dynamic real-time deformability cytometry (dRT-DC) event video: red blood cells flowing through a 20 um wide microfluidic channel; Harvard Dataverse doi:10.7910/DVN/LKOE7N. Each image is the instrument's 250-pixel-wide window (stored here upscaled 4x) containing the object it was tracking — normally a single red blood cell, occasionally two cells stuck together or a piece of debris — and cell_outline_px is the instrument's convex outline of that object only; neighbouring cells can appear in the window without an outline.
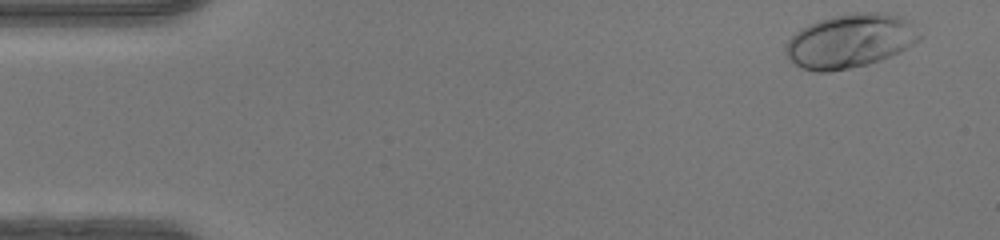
{"species": "human", "species_latin": "Homo sapiens", "temperature_condition": "warm", "stored_images_in_passage": 46, "camera_frame_rate_fps": 3000, "um_per_image_px": 0.085, "donor": {"sex": "female"}, "frame": {"image": 1, "passage_image": 1, "time_ms": 0.0, "image_size_px": [1000, 240], "cell_outline_px": [[920, 40], [900, 52], [880, 60], [868, 64], [828, 72], [816, 72], [800, 68], [784, 52], [784, 44], [800, 28], [808, 24], [832, 16], [852, 12], [884, 12], [900, 16], [908, 20], [920, 36]], "centroid_in_image_um": [72.23, 3.47], "position_along_channel_um": 12.8, "area_um2": 42.02}}
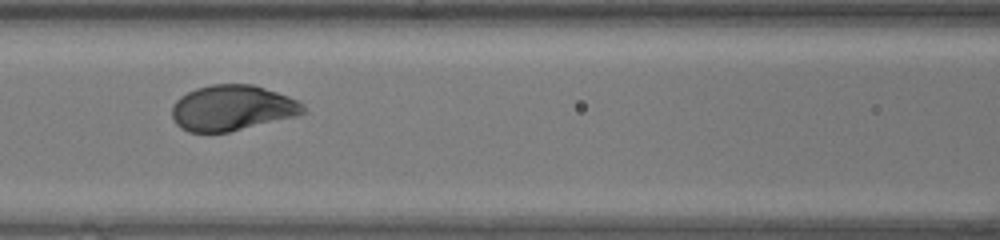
{"frame": {"image": 2, "passage_image": 19, "time_ms": 6.0, "image_size_px": [1000, 240], "cell_outline_px": [[308, 112], [296, 116], [228, 132], [188, 132], [180, 128], [172, 120], [172, 104], [180, 96], [196, 88], [212, 84], [252, 84], [300, 100], [304, 104]], "centroid_in_image_um": [19.73, 9.17], "position_along_channel_um": 146.9, "area_um2": 35.03}}
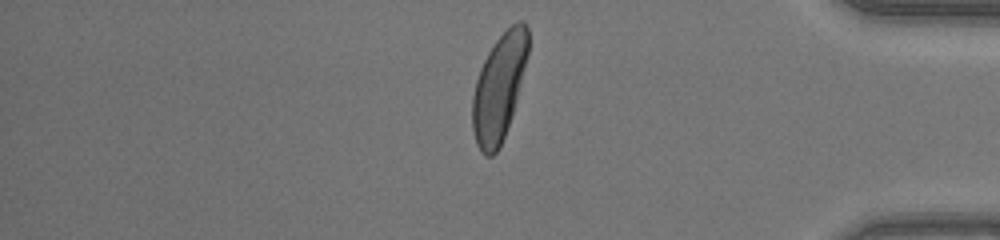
{"frame": {"image": 3, "passage_image": 38, "time_ms": 12.333, "image_size_px": [1000, 240], "cell_outline_px": [[528, 52], [512, 116], [500, 148], [492, 156], [484, 156], [480, 152], [476, 144], [472, 128], [472, 96], [476, 80], [480, 68], [488, 52], [496, 40], [516, 20], [524, 20], [528, 28]], "centroid_in_image_um": [42.4, 7.46], "position_along_channel_um": 392.8, "area_um2": 34.62}, "authors_computed_cell_mechanics": {"area_um2": 35.2291, "velocity_mm_per_s": 4.3479, "shape_relaxation_time_tau1_ms": 1.5991, "shape_relaxation_time_tau2_ms": null, "deformation_change_tau1": 0.1662, "deformation_change_tau2": null}}